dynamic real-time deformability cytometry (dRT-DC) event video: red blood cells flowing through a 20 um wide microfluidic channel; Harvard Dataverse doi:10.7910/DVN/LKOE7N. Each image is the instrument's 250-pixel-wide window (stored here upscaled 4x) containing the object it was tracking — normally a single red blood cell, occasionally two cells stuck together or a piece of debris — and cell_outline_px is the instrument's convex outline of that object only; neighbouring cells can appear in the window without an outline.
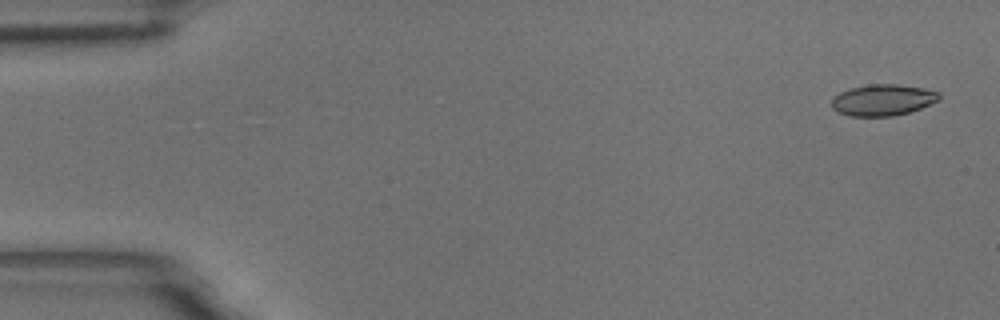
{"species": "common noctule bat (a hibernating species)", "species_latin": "Nyctalus noctula", "temperature_condition": "room temperature", "stored_images_in_passage": 55, "camera_frame_rate_fps": 3000, "um_per_image_px": 0.085, "animal": {"sex": "male", "body_mass_g": 18.8}, "frame": {"image": 1, "passage_image": 2, "time_ms": 0.333, "image_size_px": [1000, 320], "cell_outline_px": [[940, 100], [920, 108], [908, 112], [892, 116], [848, 116], [836, 112], [832, 108], [832, 96], [840, 92], [852, 88], [868, 84], [896, 84], [924, 88], [940, 92]], "centroid_in_image_um": [75.02, 8.5], "position_along_channel_um": 10.0, "area_um2": 19.71}}
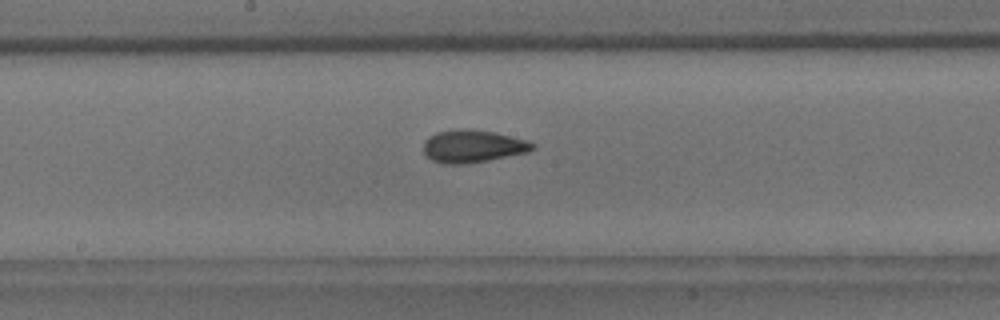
{"frame": {"image": 2, "passage_image": 29, "time_ms": 9.333, "image_size_px": [1000, 320], "cell_outline_px": [[536, 148], [528, 152], [468, 164], [440, 164], [424, 156], [424, 140], [428, 136], [436, 132], [468, 128], [472, 128], [496, 132], [528, 140], [536, 144]], "centroid_in_image_um": [40.19, 12.43], "position_along_channel_um": 208.0, "area_um2": 21.15}}
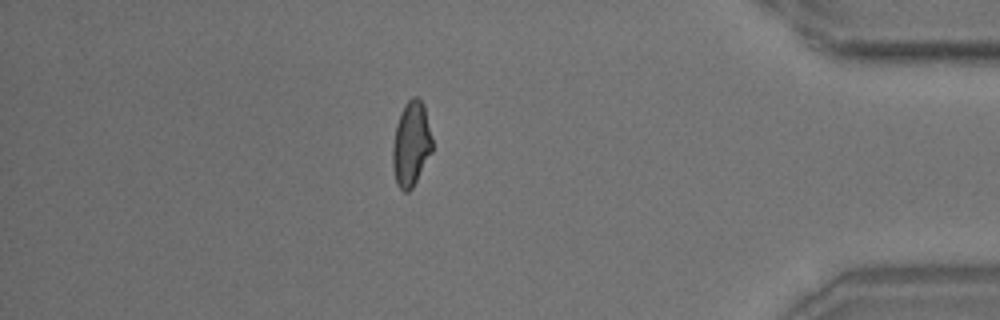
{"frame": {"image": 3, "passage_image": 48, "time_ms": 15.667, "image_size_px": [1000, 320], "cell_outline_px": [[432, 152], [412, 188], [408, 192], [404, 192], [396, 184], [392, 168], [392, 148], [396, 124], [400, 112], [404, 104], [412, 96], [416, 96], [424, 104], [432, 136]], "centroid_in_image_um": [34.94, 12.23], "position_along_channel_um": 400.3, "area_um2": 19.83}, "authors_computed_cell_mechanics": {"area_um2": 19.8254, "velocity_mm_per_s": 3.6308, "shape_relaxation_time_tau1_ms": 8.0578, "shape_relaxation_time_tau2_ms": 1.9513, "deformation_change_tau1": 0.1689, "deformation_change_tau2": 0.085}}